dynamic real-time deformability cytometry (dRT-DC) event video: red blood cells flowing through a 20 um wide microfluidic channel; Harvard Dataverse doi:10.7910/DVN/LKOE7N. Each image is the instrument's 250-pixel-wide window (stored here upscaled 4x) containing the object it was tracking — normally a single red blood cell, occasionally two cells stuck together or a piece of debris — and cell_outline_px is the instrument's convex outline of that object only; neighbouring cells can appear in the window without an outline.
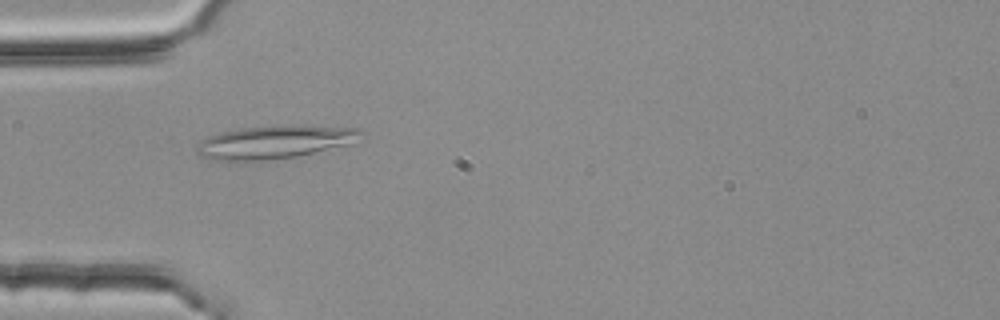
{"species": "common noctule bat (a hibernating species)", "species_latin": "Nyctalus noctula", "temperature_condition": "room temperature", "stored_images_in_passage": 2, "camera_frame_rate_fps": 3000, "um_per_image_px": 0.085, "animal": {"sex": "female", "body_mass_g": 25.1}, "frame": {"image": 1, "passage_image": 1, "time_ms": 0.0, "image_size_px": [1000, 320], "cell_outline_px": [[364, 144], [296, 156], [268, 160], [216, 160], [204, 156], [196, 152], [196, 148], [200, 140], [208, 136], [240, 128], [284, 124], [296, 124], [360, 128], [364, 132]], "centroid_in_image_um": [23.6, 12.05], "position_along_channel_um": 61.4, "area_um2": 32.89}}